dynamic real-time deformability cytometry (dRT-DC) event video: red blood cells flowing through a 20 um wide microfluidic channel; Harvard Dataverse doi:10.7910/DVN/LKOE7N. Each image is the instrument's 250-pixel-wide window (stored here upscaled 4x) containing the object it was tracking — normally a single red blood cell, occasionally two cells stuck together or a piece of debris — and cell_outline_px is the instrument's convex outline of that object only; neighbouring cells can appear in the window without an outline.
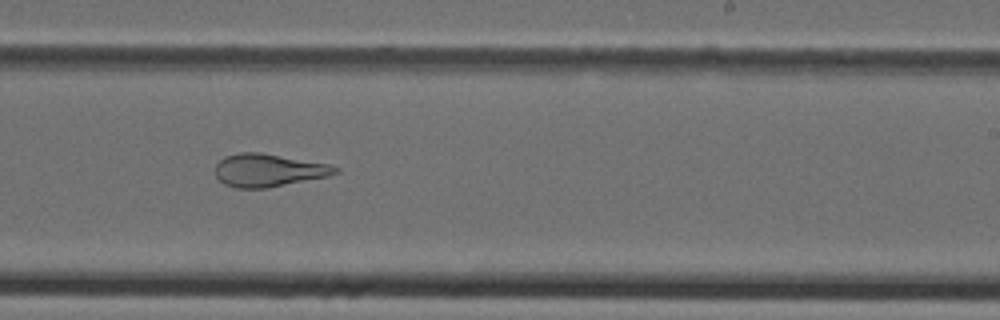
{"species": "Egyptian fruit bat (a non-hibernating species)", "species_latin": "Rousettus aegyptiacus", "temperature_condition": "cold", "stored_images_in_passage": 32, "camera_frame_rate_fps": 3000, "um_per_image_px": 0.085, "animal": {"sex": "female"}, "frame": {"image": 1, "passage_image": 19, "time_ms": 6.0, "image_size_px": [1000, 320], "cell_outline_px": [[340, 172], [328, 176], [268, 188], [236, 188], [224, 184], [216, 176], [216, 164], [224, 156], [240, 152], [260, 152], [328, 164], [340, 168]], "centroid_in_image_um": [22.81, 14.47], "position_along_channel_um": 266.2, "area_um2": 22.95}}
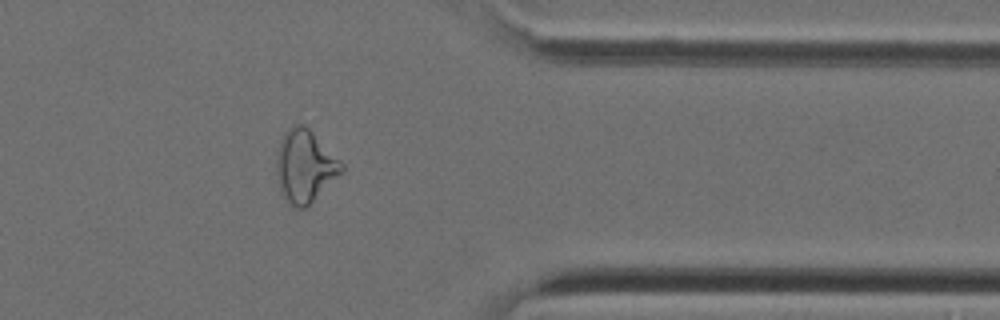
{"frame": {"image": 2, "passage_image": 28, "time_ms": 9.0, "image_size_px": [1000, 320], "cell_outline_px": [[344, 168], [304, 208], [292, 208], [284, 200], [280, 192], [276, 172], [276, 160], [280, 140], [284, 132], [288, 128], [296, 124], [300, 124], [308, 128], [344, 164]], "centroid_in_image_um": [25.85, 14.12], "position_along_channel_um": 385.6, "area_um2": 26.93}}